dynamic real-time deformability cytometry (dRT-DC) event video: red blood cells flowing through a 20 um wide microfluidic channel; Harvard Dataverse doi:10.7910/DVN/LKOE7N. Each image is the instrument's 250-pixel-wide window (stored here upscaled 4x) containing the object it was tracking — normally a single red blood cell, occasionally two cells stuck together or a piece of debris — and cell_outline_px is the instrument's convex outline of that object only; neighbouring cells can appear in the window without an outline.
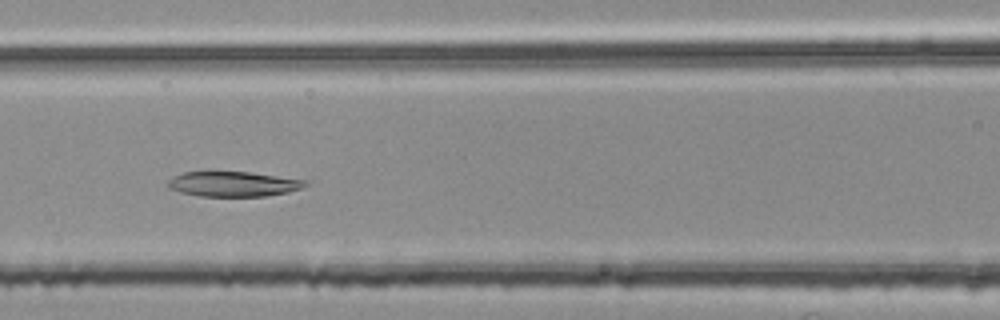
{"species": "common noctule bat (a hibernating species)", "species_latin": "Nyctalus noctula", "temperature_condition": "room temperature", "stored_images_in_passage": 44, "camera_frame_rate_fps": 3000, "um_per_image_px": 0.085, "animal": {"sex": "female", "body_mass_g": 25.1}, "frame": {"image": 1, "passage_image": 16, "time_ms": 5.0, "image_size_px": [1000, 320], "cell_outline_px": [[308, 184], [304, 188], [288, 192], [264, 196], [200, 196], [180, 192], [168, 188], [168, 180], [172, 176], [184, 172], [248, 172], [308, 180]], "centroid_in_image_um": [19.85, 15.64], "position_along_channel_um": 146.8, "area_um2": 20.06}}
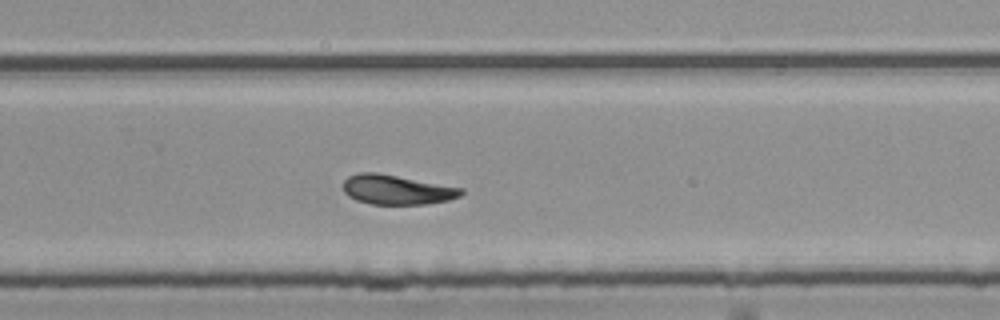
{"frame": {"image": 2, "passage_image": 28, "time_ms": 9.0, "image_size_px": [1000, 320], "cell_outline_px": [[464, 192], [460, 196], [448, 200], [428, 204], [372, 204], [356, 200], [348, 196], [344, 192], [344, 180], [348, 176], [360, 172], [376, 172], [464, 188]], "centroid_in_image_um": [33.73, 16.12], "position_along_channel_um": 296.1, "area_um2": 20.35}}
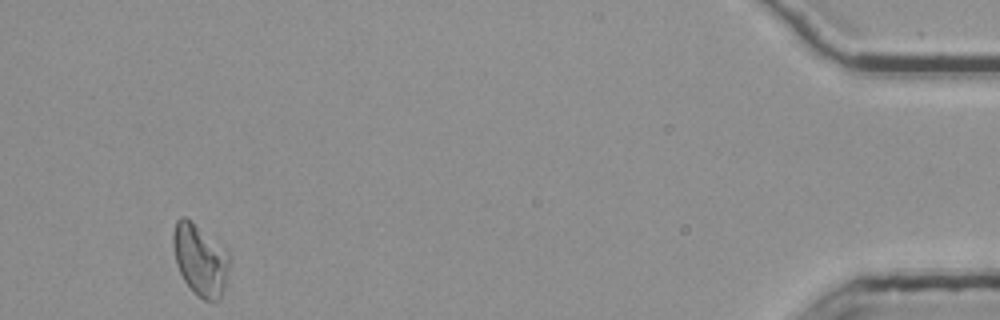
{"frame": {"image": 3, "passage_image": 44, "time_ms": 14.333, "image_size_px": [1000, 320], "cell_outline_px": [[228, 264], [224, 288], [220, 300], [204, 300], [192, 292], [184, 280], [176, 264], [172, 244], [172, 236], [176, 220], [180, 216], [184, 216], [192, 220], [224, 248], [228, 252]], "centroid_in_image_um": [16.97, 22.06], "position_along_channel_um": 418.2, "area_um2": 23.35}}